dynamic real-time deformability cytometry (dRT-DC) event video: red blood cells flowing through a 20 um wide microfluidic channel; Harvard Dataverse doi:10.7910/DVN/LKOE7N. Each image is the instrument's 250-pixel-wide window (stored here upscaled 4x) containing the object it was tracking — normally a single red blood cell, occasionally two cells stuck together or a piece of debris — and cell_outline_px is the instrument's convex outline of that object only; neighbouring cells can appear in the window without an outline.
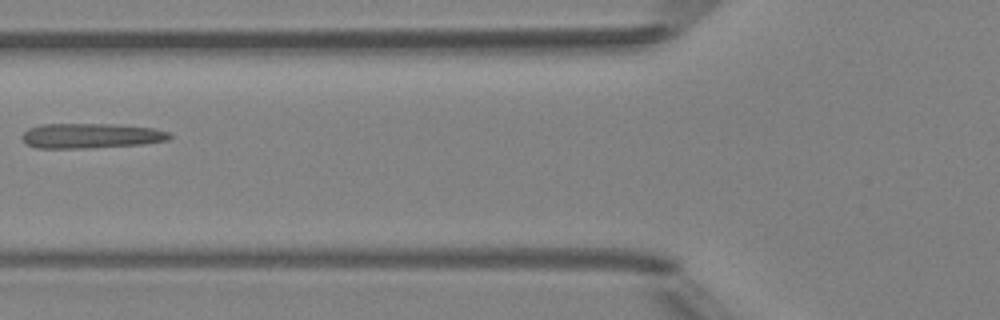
{"species": "Egyptian fruit bat (a non-hibernating species)", "species_latin": "Rousettus aegyptiacus", "temperature_condition": "room temperature", "stored_images_in_passage": 5, "camera_frame_rate_fps": 3000, "um_per_image_px": 0.085, "animal": {"sex": "female"}, "frame": {"image": 1, "passage_image": 5, "time_ms": 5.333, "image_size_px": [1000, 320], "cell_outline_px": [[172, 136], [168, 140], [144, 144], [92, 148], [36, 148], [28, 144], [20, 136], [28, 128], [40, 124], [112, 124], [152, 128], [168, 132]], "centroid_in_image_um": [7.71, 11.54], "position_along_channel_um": 118.1, "area_um2": 21.5}}